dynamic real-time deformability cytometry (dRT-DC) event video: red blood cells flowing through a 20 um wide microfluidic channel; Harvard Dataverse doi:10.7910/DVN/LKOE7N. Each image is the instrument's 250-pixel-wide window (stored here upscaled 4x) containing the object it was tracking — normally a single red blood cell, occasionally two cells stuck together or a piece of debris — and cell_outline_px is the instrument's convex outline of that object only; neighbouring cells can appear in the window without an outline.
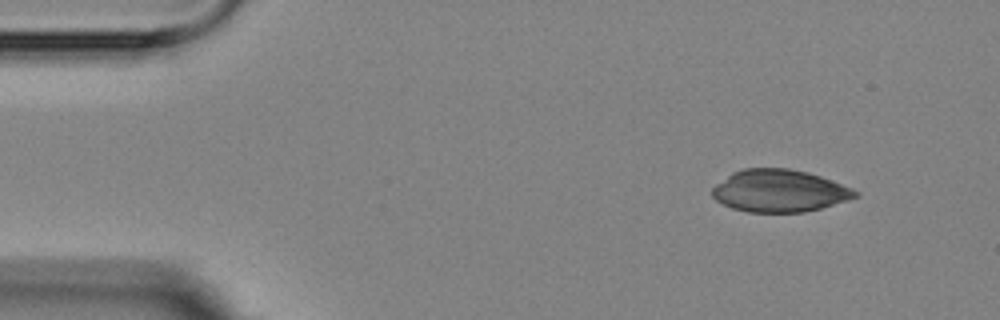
{"species": "Egyptian fruit bat (a non-hibernating species)", "species_latin": "Rousettus aegyptiacus", "temperature_condition": "room temperature", "stored_images_in_passage": 14, "camera_frame_rate_fps": 3000, "um_per_image_px": 0.085, "animal": {"sex": "female"}, "frame": {"image": 1, "passage_image": 1, "time_ms": 0.0, "image_size_px": [1000, 320], "cell_outline_px": [[860, 196], [848, 200], [820, 208], [804, 212], [748, 212], [732, 208], [716, 200], [712, 196], [712, 188], [716, 184], [732, 172], [744, 168], [788, 168], [808, 172], [820, 176], [852, 188], [860, 192]], "centroid_in_image_um": [66.26, 16.22], "position_along_channel_um": 18.7, "area_um2": 35.26}}
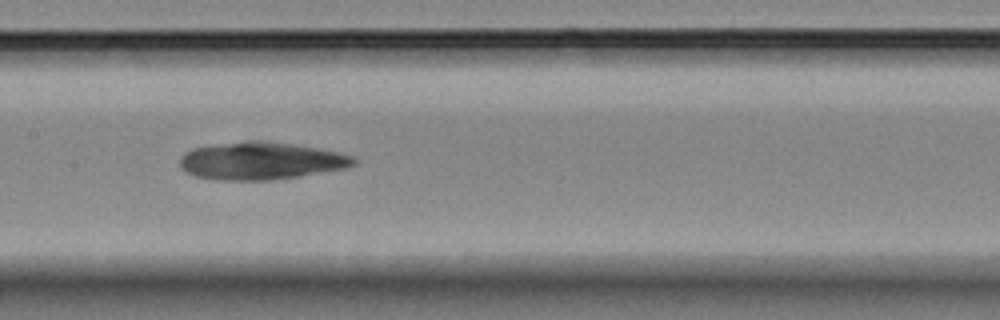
{"frame": {"image": 2, "passage_image": 7, "time_ms": 7.0, "image_size_px": [1000, 320], "cell_outline_px": [[360, 160], [356, 164], [344, 168], [296, 176], [268, 180], [220, 180], [196, 176], [180, 168], [180, 156], [184, 152], [192, 148], [248, 140], [268, 140], [340, 152], [356, 156]], "centroid_in_image_um": [22.2, 13.66], "position_along_channel_um": 185.2, "area_um2": 37.97}}
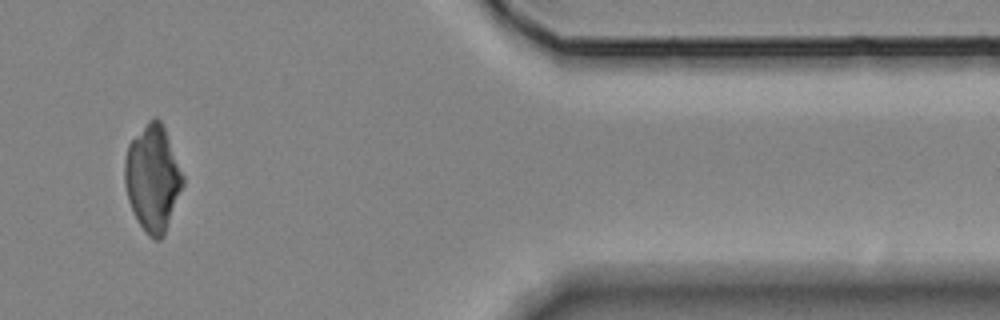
{"frame": {"image": 3, "passage_image": 12, "time_ms": 14.0, "image_size_px": [1000, 320], "cell_outline_px": [[184, 184], [164, 236], [160, 240], [156, 240], [148, 236], [140, 224], [128, 200], [124, 184], [124, 160], [128, 144], [148, 120], [156, 116], [160, 120], [164, 128], [184, 176]], "centroid_in_image_um": [12.97, 15.15], "position_along_channel_um": 398.4, "area_um2": 35.89}}